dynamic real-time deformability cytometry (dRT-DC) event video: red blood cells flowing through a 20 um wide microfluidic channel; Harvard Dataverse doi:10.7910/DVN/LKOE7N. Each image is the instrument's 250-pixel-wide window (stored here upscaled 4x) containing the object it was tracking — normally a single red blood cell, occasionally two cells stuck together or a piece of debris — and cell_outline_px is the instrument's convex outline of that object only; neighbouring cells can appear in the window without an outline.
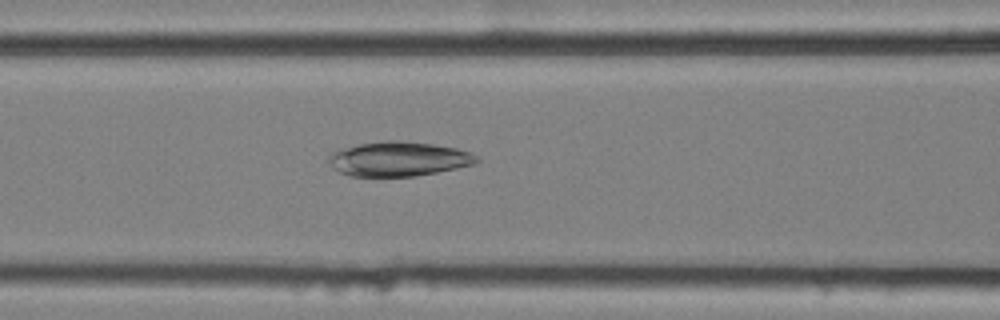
{"species": "common noctule bat (a hibernating species)", "species_latin": "Nyctalus noctula", "temperature_condition": "cold", "stored_images_in_passage": 55, "camera_frame_rate_fps": 3000, "um_per_image_px": 0.085, "animal": {"sex": "female", "body_mass_g": 25.1}, "frame": {"image": 1, "passage_image": 23, "time_ms": 7.333, "image_size_px": [1000, 320], "cell_outline_px": [[480, 160], [476, 164], [416, 176], [348, 176], [340, 172], [328, 160], [328, 156], [332, 152], [344, 148], [360, 144], [384, 140], [400, 140], [432, 144], [456, 148], [472, 152]], "centroid_in_image_um": [33.92, 13.5], "position_along_channel_um": 132.7, "area_um2": 29.65}}
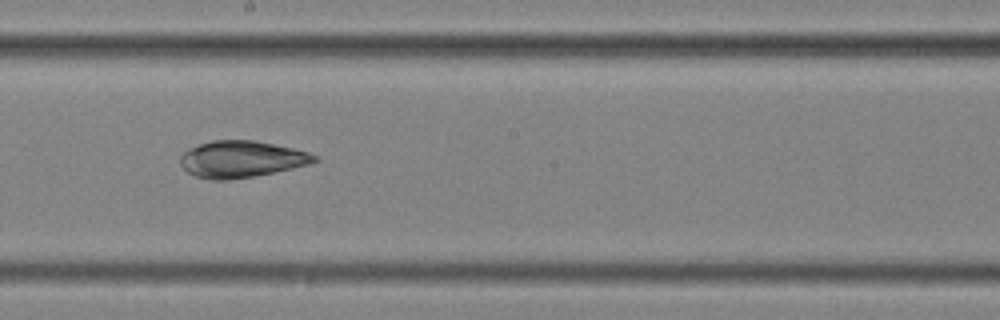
{"frame": {"image": 2, "passage_image": 31, "time_ms": 10.0, "image_size_px": [1000, 320], "cell_outline_px": [[320, 160], [308, 164], [292, 168], [252, 176], [228, 180], [212, 180], [196, 176], [188, 172], [180, 164], [180, 156], [188, 148], [212, 140], [252, 140], [292, 148], [308, 152], [320, 156]], "centroid_in_image_um": [20.51, 13.52], "position_along_channel_um": 227.7, "area_um2": 28.44}}
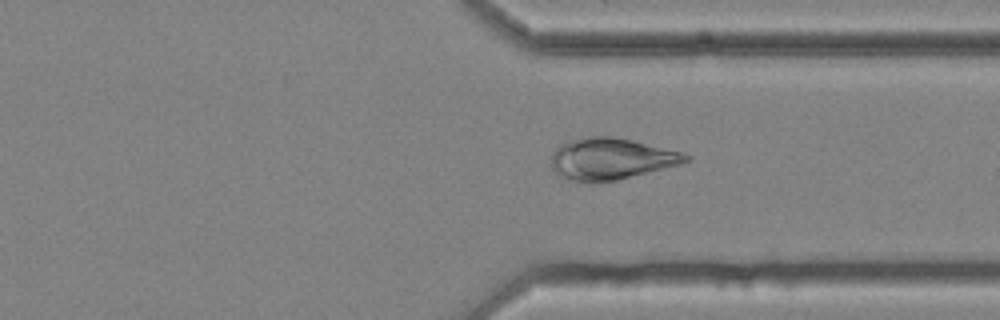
{"frame": {"image": 3, "passage_image": 42, "time_ms": 13.667, "image_size_px": [1000, 320], "cell_outline_px": [[692, 156], [688, 160], [680, 164], [616, 180], [568, 180], [560, 176], [552, 168], [552, 152], [560, 144], [568, 140], [588, 136], [612, 136], [632, 140], [680, 152]], "centroid_in_image_um": [51.91, 13.47], "position_along_channel_um": 359.5, "area_um2": 31.91}}